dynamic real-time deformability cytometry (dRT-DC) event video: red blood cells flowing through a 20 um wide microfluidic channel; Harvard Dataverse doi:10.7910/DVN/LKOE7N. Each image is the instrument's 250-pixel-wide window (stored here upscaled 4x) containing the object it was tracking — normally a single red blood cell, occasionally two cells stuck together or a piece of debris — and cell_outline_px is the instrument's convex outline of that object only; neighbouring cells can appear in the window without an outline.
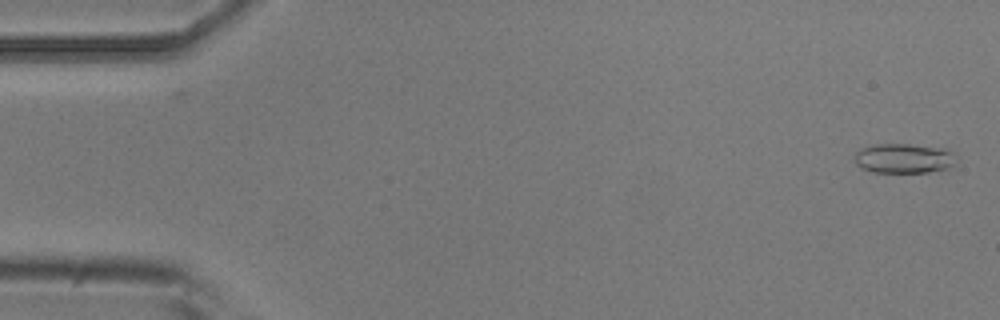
{"species": "common noctule bat (a hibernating species)", "species_latin": "Nyctalus noctula", "temperature_condition": "room temperature", "stored_images_in_passage": 5, "camera_frame_rate_fps": 3000, "um_per_image_px": 0.085, "animal": {"sex": "male", "body_mass_g": 20.5, "forearm_length_mm": 52.5}, "frame": {"image": 1, "passage_image": 1, "time_ms": 0.0, "image_size_px": [1000, 320], "cell_outline_px": [[956, 152], [952, 164], [948, 168], [928, 172], [872, 172], [860, 168], [856, 164], [856, 152], [860, 148], [876, 144], [908, 144], [944, 148]], "centroid_in_image_um": [76.81, 13.45], "position_along_channel_um": 8.2, "area_um2": 17.57}}
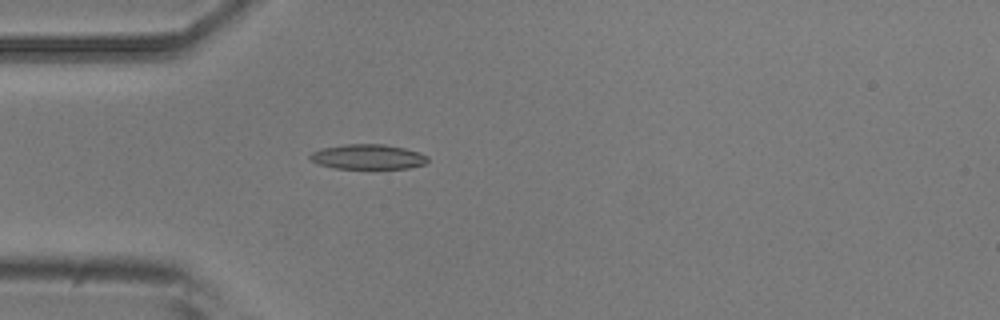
{"frame": {"image": 2, "passage_image": 5, "time_ms": 4.667, "image_size_px": [1000, 320], "cell_outline_px": [[428, 160], [424, 164], [408, 168], [336, 168], [320, 164], [312, 160], [308, 156], [312, 152], [320, 148], [344, 144], [384, 144], [404, 148], [420, 152], [428, 156]], "centroid_in_image_um": [31.28, 13.31], "position_along_channel_um": 53.7, "area_um2": 16.99}}